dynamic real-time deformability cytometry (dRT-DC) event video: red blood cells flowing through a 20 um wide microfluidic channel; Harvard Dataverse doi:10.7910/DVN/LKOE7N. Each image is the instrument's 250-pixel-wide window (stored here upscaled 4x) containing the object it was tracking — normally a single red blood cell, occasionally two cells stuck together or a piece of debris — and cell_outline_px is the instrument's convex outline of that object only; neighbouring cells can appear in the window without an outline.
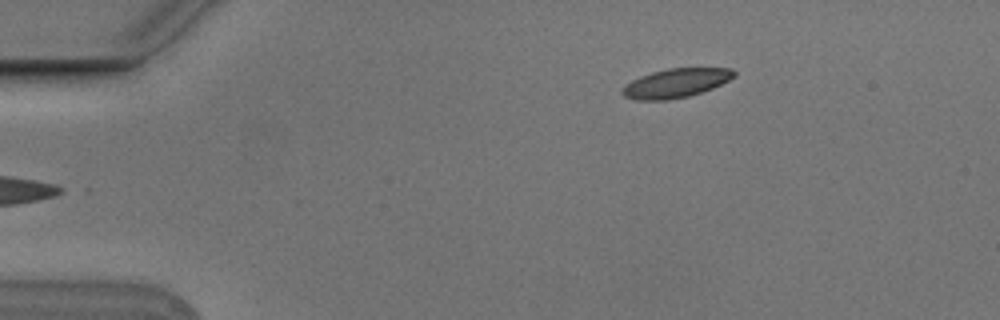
{"species": "Egyptian fruit bat (a non-hibernating species)", "species_latin": "Rousettus aegyptiacus", "temperature_condition": "cold", "stored_images_in_passage": 5, "camera_frame_rate_fps": 3000, "um_per_image_px": 0.085, "animal": {"sex": "male"}, "frame": {"image": 1, "passage_image": 5, "time_ms": 1.333, "image_size_px": [1000, 320], "cell_outline_px": [[736, 76], [712, 88], [688, 96], [668, 100], [636, 100], [624, 96], [620, 92], [620, 88], [624, 84], [640, 76], [652, 72], [668, 68], [732, 68], [736, 72]], "centroid_in_image_um": [57.4, 7.06], "position_along_channel_um": 27.6, "area_um2": 18.96}}